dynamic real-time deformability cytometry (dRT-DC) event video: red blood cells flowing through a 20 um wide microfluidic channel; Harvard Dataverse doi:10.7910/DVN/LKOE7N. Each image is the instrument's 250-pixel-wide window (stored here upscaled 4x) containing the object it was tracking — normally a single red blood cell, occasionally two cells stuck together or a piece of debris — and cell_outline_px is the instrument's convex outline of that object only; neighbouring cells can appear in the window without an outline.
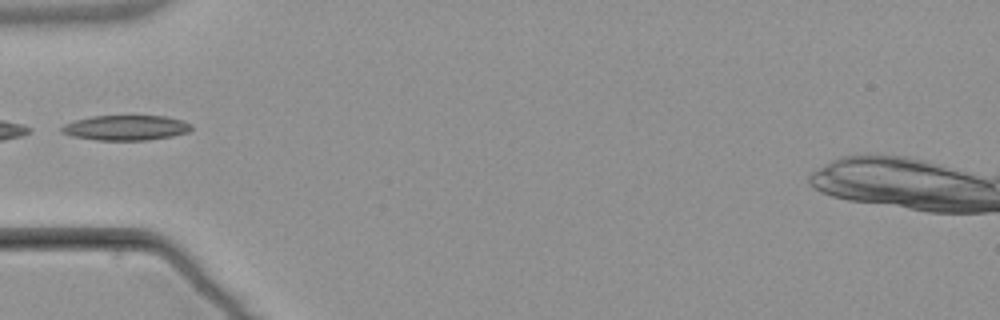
{"species": "common noctule bat (a hibernating species)", "species_latin": "Nyctalus noctula", "temperature_condition": "warm", "stored_images_in_passage": 6, "camera_frame_rate_fps": 3000, "um_per_image_px": 0.085, "animal": {"sex": "male", "body_mass_g": 21.5, "forearm_length_mm": 52.0}, "frame": {"image": 1, "passage_image": 6, "time_ms": 6.0, "image_size_px": [1000, 320], "cell_outline_px": [[192, 128], [188, 132], [172, 136], [144, 140], [96, 140], [72, 136], [60, 132], [60, 128], [64, 124], [76, 120], [92, 116], [164, 116], [184, 120], [192, 124]], "centroid_in_image_um": [10.7, 10.86], "position_along_channel_um": 74.3, "area_um2": 18.96}}